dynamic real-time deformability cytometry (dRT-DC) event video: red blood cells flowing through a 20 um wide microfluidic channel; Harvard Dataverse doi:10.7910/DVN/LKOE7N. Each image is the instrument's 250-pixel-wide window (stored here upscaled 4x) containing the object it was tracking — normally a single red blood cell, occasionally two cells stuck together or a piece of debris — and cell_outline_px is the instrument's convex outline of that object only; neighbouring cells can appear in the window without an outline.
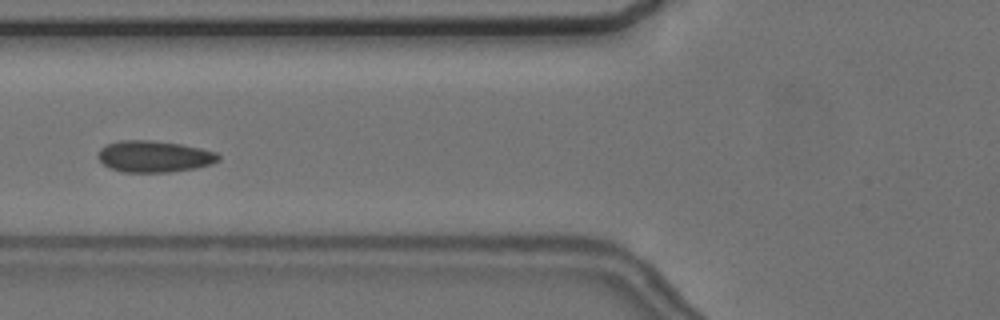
{"species": "common noctule bat (a hibernating species)", "species_latin": "Nyctalus noctula", "temperature_condition": "cold", "stored_images_in_passage": 4, "camera_frame_rate_fps": 3000, "um_per_image_px": 0.085, "animal": {"sex": "female", "body_mass_g": 24.6, "forearm_length_mm": 56.2}, "frame": {"image": 1, "passage_image": 4, "time_ms": 3.667, "image_size_px": [1000, 320], "cell_outline_px": [[220, 160], [212, 164], [196, 168], [168, 172], [120, 172], [104, 164], [96, 156], [100, 148], [108, 144], [120, 140], [148, 140], [180, 144], [200, 148], [216, 152], [220, 156]], "centroid_in_image_um": [13.11, 13.3], "position_along_channel_um": 112.7, "area_um2": 22.08}}